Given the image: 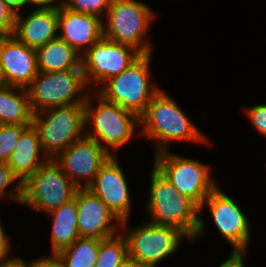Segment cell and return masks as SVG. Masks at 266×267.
<instances>
[{
  "instance_id": "19",
  "label": "cell",
  "mask_w": 266,
  "mask_h": 267,
  "mask_svg": "<svg viewBox=\"0 0 266 267\" xmlns=\"http://www.w3.org/2000/svg\"><path fill=\"white\" fill-rule=\"evenodd\" d=\"M40 152L42 157H39ZM43 154L38 132L33 125H30L21 133L7 161L14 177L21 185L49 160Z\"/></svg>"
},
{
  "instance_id": "4",
  "label": "cell",
  "mask_w": 266,
  "mask_h": 267,
  "mask_svg": "<svg viewBox=\"0 0 266 267\" xmlns=\"http://www.w3.org/2000/svg\"><path fill=\"white\" fill-rule=\"evenodd\" d=\"M44 155L54 159L75 141L86 136L84 104L52 107L33 114Z\"/></svg>"
},
{
  "instance_id": "29",
  "label": "cell",
  "mask_w": 266,
  "mask_h": 267,
  "mask_svg": "<svg viewBox=\"0 0 266 267\" xmlns=\"http://www.w3.org/2000/svg\"><path fill=\"white\" fill-rule=\"evenodd\" d=\"M16 14L0 0V35L13 36Z\"/></svg>"
},
{
  "instance_id": "32",
  "label": "cell",
  "mask_w": 266,
  "mask_h": 267,
  "mask_svg": "<svg viewBox=\"0 0 266 267\" xmlns=\"http://www.w3.org/2000/svg\"><path fill=\"white\" fill-rule=\"evenodd\" d=\"M0 267H29L21 257L0 256Z\"/></svg>"
},
{
  "instance_id": "36",
  "label": "cell",
  "mask_w": 266,
  "mask_h": 267,
  "mask_svg": "<svg viewBox=\"0 0 266 267\" xmlns=\"http://www.w3.org/2000/svg\"><path fill=\"white\" fill-rule=\"evenodd\" d=\"M119 267H148L137 259L126 256Z\"/></svg>"
},
{
  "instance_id": "20",
  "label": "cell",
  "mask_w": 266,
  "mask_h": 267,
  "mask_svg": "<svg viewBox=\"0 0 266 267\" xmlns=\"http://www.w3.org/2000/svg\"><path fill=\"white\" fill-rule=\"evenodd\" d=\"M46 215H49L48 217L52 220L50 240L52 254H57L80 238L78 231L76 192L72 200Z\"/></svg>"
},
{
  "instance_id": "23",
  "label": "cell",
  "mask_w": 266,
  "mask_h": 267,
  "mask_svg": "<svg viewBox=\"0 0 266 267\" xmlns=\"http://www.w3.org/2000/svg\"><path fill=\"white\" fill-rule=\"evenodd\" d=\"M101 241L98 238L80 237L57 255L65 267H95Z\"/></svg>"
},
{
  "instance_id": "16",
  "label": "cell",
  "mask_w": 266,
  "mask_h": 267,
  "mask_svg": "<svg viewBox=\"0 0 266 267\" xmlns=\"http://www.w3.org/2000/svg\"><path fill=\"white\" fill-rule=\"evenodd\" d=\"M3 84L26 89L38 74L36 49L6 36L1 42Z\"/></svg>"
},
{
  "instance_id": "33",
  "label": "cell",
  "mask_w": 266,
  "mask_h": 267,
  "mask_svg": "<svg viewBox=\"0 0 266 267\" xmlns=\"http://www.w3.org/2000/svg\"><path fill=\"white\" fill-rule=\"evenodd\" d=\"M56 1L57 0H30V4L37 6L36 8L58 10L63 6L64 0H58V3Z\"/></svg>"
},
{
  "instance_id": "34",
  "label": "cell",
  "mask_w": 266,
  "mask_h": 267,
  "mask_svg": "<svg viewBox=\"0 0 266 267\" xmlns=\"http://www.w3.org/2000/svg\"><path fill=\"white\" fill-rule=\"evenodd\" d=\"M10 242L8 240V235L5 234L4 229L0 221V256H8L11 251Z\"/></svg>"
},
{
  "instance_id": "3",
  "label": "cell",
  "mask_w": 266,
  "mask_h": 267,
  "mask_svg": "<svg viewBox=\"0 0 266 267\" xmlns=\"http://www.w3.org/2000/svg\"><path fill=\"white\" fill-rule=\"evenodd\" d=\"M90 94L84 104L86 136L96 140L114 156L110 149L117 150L129 142L136 127L140 126V117L130 110L106 101L99 94L96 95L98 105L94 106ZM90 124L92 125L89 126Z\"/></svg>"
},
{
  "instance_id": "24",
  "label": "cell",
  "mask_w": 266,
  "mask_h": 267,
  "mask_svg": "<svg viewBox=\"0 0 266 267\" xmlns=\"http://www.w3.org/2000/svg\"><path fill=\"white\" fill-rule=\"evenodd\" d=\"M127 255L126 239L119 232L100 242L95 267H119Z\"/></svg>"
},
{
  "instance_id": "1",
  "label": "cell",
  "mask_w": 266,
  "mask_h": 267,
  "mask_svg": "<svg viewBox=\"0 0 266 267\" xmlns=\"http://www.w3.org/2000/svg\"><path fill=\"white\" fill-rule=\"evenodd\" d=\"M139 135L156 143L155 153L168 151L172 141H190L208 144L209 140L200 132L180 106L161 89L140 116Z\"/></svg>"
},
{
  "instance_id": "7",
  "label": "cell",
  "mask_w": 266,
  "mask_h": 267,
  "mask_svg": "<svg viewBox=\"0 0 266 267\" xmlns=\"http://www.w3.org/2000/svg\"><path fill=\"white\" fill-rule=\"evenodd\" d=\"M87 89L82 69L39 71L26 88L33 114L52 107L85 104Z\"/></svg>"
},
{
  "instance_id": "31",
  "label": "cell",
  "mask_w": 266,
  "mask_h": 267,
  "mask_svg": "<svg viewBox=\"0 0 266 267\" xmlns=\"http://www.w3.org/2000/svg\"><path fill=\"white\" fill-rule=\"evenodd\" d=\"M246 252H233L231 253L230 257L224 261L218 267H245L243 256L247 255Z\"/></svg>"
},
{
  "instance_id": "9",
  "label": "cell",
  "mask_w": 266,
  "mask_h": 267,
  "mask_svg": "<svg viewBox=\"0 0 266 267\" xmlns=\"http://www.w3.org/2000/svg\"><path fill=\"white\" fill-rule=\"evenodd\" d=\"M154 157L153 167L199 207L218 186L211 178L209 165L199 160L170 154L169 151L154 154Z\"/></svg>"
},
{
  "instance_id": "6",
  "label": "cell",
  "mask_w": 266,
  "mask_h": 267,
  "mask_svg": "<svg viewBox=\"0 0 266 267\" xmlns=\"http://www.w3.org/2000/svg\"><path fill=\"white\" fill-rule=\"evenodd\" d=\"M151 57L152 53L141 54L127 69L107 80L97 93L106 101L130 110L140 117L161 90L149 80Z\"/></svg>"
},
{
  "instance_id": "17",
  "label": "cell",
  "mask_w": 266,
  "mask_h": 267,
  "mask_svg": "<svg viewBox=\"0 0 266 267\" xmlns=\"http://www.w3.org/2000/svg\"><path fill=\"white\" fill-rule=\"evenodd\" d=\"M103 20L62 6L58 9V37L82 55L103 37Z\"/></svg>"
},
{
  "instance_id": "25",
  "label": "cell",
  "mask_w": 266,
  "mask_h": 267,
  "mask_svg": "<svg viewBox=\"0 0 266 267\" xmlns=\"http://www.w3.org/2000/svg\"><path fill=\"white\" fill-rule=\"evenodd\" d=\"M30 125L0 124V162L7 163L21 133Z\"/></svg>"
},
{
  "instance_id": "26",
  "label": "cell",
  "mask_w": 266,
  "mask_h": 267,
  "mask_svg": "<svg viewBox=\"0 0 266 267\" xmlns=\"http://www.w3.org/2000/svg\"><path fill=\"white\" fill-rule=\"evenodd\" d=\"M112 0H64L63 6L69 10L103 19Z\"/></svg>"
},
{
  "instance_id": "5",
  "label": "cell",
  "mask_w": 266,
  "mask_h": 267,
  "mask_svg": "<svg viewBox=\"0 0 266 267\" xmlns=\"http://www.w3.org/2000/svg\"><path fill=\"white\" fill-rule=\"evenodd\" d=\"M155 12L148 4L137 0H112L105 13L103 37L133 47L140 54L152 53L150 39L146 38Z\"/></svg>"
},
{
  "instance_id": "27",
  "label": "cell",
  "mask_w": 266,
  "mask_h": 267,
  "mask_svg": "<svg viewBox=\"0 0 266 267\" xmlns=\"http://www.w3.org/2000/svg\"><path fill=\"white\" fill-rule=\"evenodd\" d=\"M11 184L13 185V188H10V194L6 195L7 193L5 192V190ZM4 196L8 197L10 200L13 199L14 201L20 204L21 184L14 177L8 164L0 162V199Z\"/></svg>"
},
{
  "instance_id": "14",
  "label": "cell",
  "mask_w": 266,
  "mask_h": 267,
  "mask_svg": "<svg viewBox=\"0 0 266 267\" xmlns=\"http://www.w3.org/2000/svg\"><path fill=\"white\" fill-rule=\"evenodd\" d=\"M116 156H111L99 169L93 183L88 187L122 221L127 229L131 212L129 186Z\"/></svg>"
},
{
  "instance_id": "8",
  "label": "cell",
  "mask_w": 266,
  "mask_h": 267,
  "mask_svg": "<svg viewBox=\"0 0 266 267\" xmlns=\"http://www.w3.org/2000/svg\"><path fill=\"white\" fill-rule=\"evenodd\" d=\"M77 187L54 159H49L21 185V206L49 212L74 198Z\"/></svg>"
},
{
  "instance_id": "21",
  "label": "cell",
  "mask_w": 266,
  "mask_h": 267,
  "mask_svg": "<svg viewBox=\"0 0 266 267\" xmlns=\"http://www.w3.org/2000/svg\"><path fill=\"white\" fill-rule=\"evenodd\" d=\"M37 68L41 72L82 69L81 54L59 37L36 49Z\"/></svg>"
},
{
  "instance_id": "10",
  "label": "cell",
  "mask_w": 266,
  "mask_h": 267,
  "mask_svg": "<svg viewBox=\"0 0 266 267\" xmlns=\"http://www.w3.org/2000/svg\"><path fill=\"white\" fill-rule=\"evenodd\" d=\"M121 234L127 242L128 256L148 267H156L180 247L182 239L188 238L179 229L169 225L146 221Z\"/></svg>"
},
{
  "instance_id": "22",
  "label": "cell",
  "mask_w": 266,
  "mask_h": 267,
  "mask_svg": "<svg viewBox=\"0 0 266 267\" xmlns=\"http://www.w3.org/2000/svg\"><path fill=\"white\" fill-rule=\"evenodd\" d=\"M32 119L27 90L0 85V124L32 125Z\"/></svg>"
},
{
  "instance_id": "11",
  "label": "cell",
  "mask_w": 266,
  "mask_h": 267,
  "mask_svg": "<svg viewBox=\"0 0 266 267\" xmlns=\"http://www.w3.org/2000/svg\"><path fill=\"white\" fill-rule=\"evenodd\" d=\"M140 55L131 46L102 37L81 55V67L89 90L93 83L101 86L119 75Z\"/></svg>"
},
{
  "instance_id": "2",
  "label": "cell",
  "mask_w": 266,
  "mask_h": 267,
  "mask_svg": "<svg viewBox=\"0 0 266 267\" xmlns=\"http://www.w3.org/2000/svg\"><path fill=\"white\" fill-rule=\"evenodd\" d=\"M146 210L150 213V222L169 225L183 232L190 241L204 235L205 224L198 213L199 206L188 196L181 194L154 167Z\"/></svg>"
},
{
  "instance_id": "30",
  "label": "cell",
  "mask_w": 266,
  "mask_h": 267,
  "mask_svg": "<svg viewBox=\"0 0 266 267\" xmlns=\"http://www.w3.org/2000/svg\"><path fill=\"white\" fill-rule=\"evenodd\" d=\"M29 267H65V265L57 254H51V256L40 257L38 260L30 261Z\"/></svg>"
},
{
  "instance_id": "12",
  "label": "cell",
  "mask_w": 266,
  "mask_h": 267,
  "mask_svg": "<svg viewBox=\"0 0 266 267\" xmlns=\"http://www.w3.org/2000/svg\"><path fill=\"white\" fill-rule=\"evenodd\" d=\"M207 205L219 233L232 245L233 252H247L251 231L249 219L238 204L217 186L199 207Z\"/></svg>"
},
{
  "instance_id": "28",
  "label": "cell",
  "mask_w": 266,
  "mask_h": 267,
  "mask_svg": "<svg viewBox=\"0 0 266 267\" xmlns=\"http://www.w3.org/2000/svg\"><path fill=\"white\" fill-rule=\"evenodd\" d=\"M245 111L258 133L266 137V104L253 105Z\"/></svg>"
},
{
  "instance_id": "15",
  "label": "cell",
  "mask_w": 266,
  "mask_h": 267,
  "mask_svg": "<svg viewBox=\"0 0 266 267\" xmlns=\"http://www.w3.org/2000/svg\"><path fill=\"white\" fill-rule=\"evenodd\" d=\"M76 206L80 237L104 240L118 234L122 221L91 190L77 188Z\"/></svg>"
},
{
  "instance_id": "35",
  "label": "cell",
  "mask_w": 266,
  "mask_h": 267,
  "mask_svg": "<svg viewBox=\"0 0 266 267\" xmlns=\"http://www.w3.org/2000/svg\"><path fill=\"white\" fill-rule=\"evenodd\" d=\"M3 1L15 14H19L20 8L30 5V0H3Z\"/></svg>"
},
{
  "instance_id": "37",
  "label": "cell",
  "mask_w": 266,
  "mask_h": 267,
  "mask_svg": "<svg viewBox=\"0 0 266 267\" xmlns=\"http://www.w3.org/2000/svg\"><path fill=\"white\" fill-rule=\"evenodd\" d=\"M6 36L0 35V50H1V42ZM3 84V77H2V71H1V65H0V85Z\"/></svg>"
},
{
  "instance_id": "18",
  "label": "cell",
  "mask_w": 266,
  "mask_h": 267,
  "mask_svg": "<svg viewBox=\"0 0 266 267\" xmlns=\"http://www.w3.org/2000/svg\"><path fill=\"white\" fill-rule=\"evenodd\" d=\"M58 10L35 8L23 17L16 14L13 36L28 47L37 49L58 37Z\"/></svg>"
},
{
  "instance_id": "13",
  "label": "cell",
  "mask_w": 266,
  "mask_h": 267,
  "mask_svg": "<svg viewBox=\"0 0 266 267\" xmlns=\"http://www.w3.org/2000/svg\"><path fill=\"white\" fill-rule=\"evenodd\" d=\"M110 157L111 155L96 140L85 136L59 153L54 160L77 188H88L100 167ZM82 179L86 180L83 185Z\"/></svg>"
}]
</instances>
